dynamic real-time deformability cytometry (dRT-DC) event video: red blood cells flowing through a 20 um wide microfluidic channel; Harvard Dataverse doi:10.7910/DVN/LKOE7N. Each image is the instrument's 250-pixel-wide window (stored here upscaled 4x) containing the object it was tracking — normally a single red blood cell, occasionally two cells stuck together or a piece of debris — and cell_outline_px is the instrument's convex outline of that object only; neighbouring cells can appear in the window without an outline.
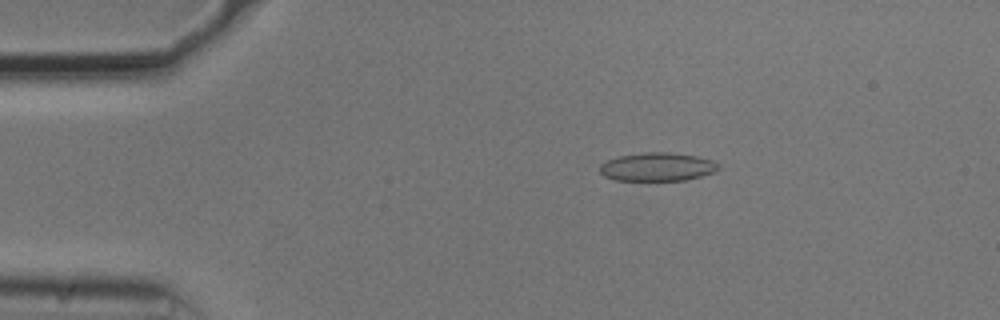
{"species": "common noctule bat (a hibernating species)", "species_latin": "Nyctalus noctula", "temperature_condition": "cold", "stored_images_in_passage": 54, "camera_frame_rate_fps": 3000, "um_per_image_px": 0.085, "animal": {"sex": "male", "body_mass_g": 20.5, "forearm_length_mm": 52.5}, "frame": {"image": 1, "passage_image": 10, "time_ms": 3.0, "image_size_px": [1000, 320], "cell_outline_px": [[720, 168], [716, 172], [684, 180], [616, 180], [604, 176], [600, 172], [600, 164], [608, 160], [620, 156], [644, 152], [668, 152], [696, 156], [712, 160], [720, 164]], "centroid_in_image_um": [55.9, 14.18], "position_along_channel_um": 29.1, "area_um2": 19.59}}
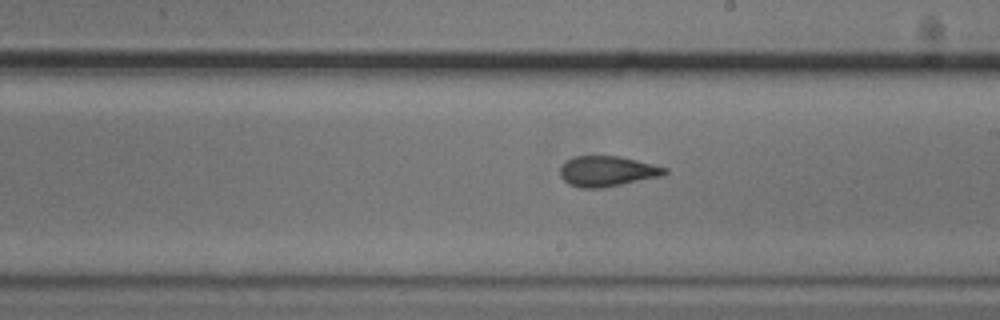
{"frame": {"image": 2, "passage_image": 31, "time_ms": 10.0, "image_size_px": [1000, 320], "cell_outline_px": [[668, 172], [660, 176], [604, 188], [580, 188], [568, 184], [560, 176], [560, 168], [572, 156], [620, 156], [668, 168]], "centroid_in_image_um": [51.6, 14.56], "position_along_channel_um": 237.4, "area_um2": 18.5}}
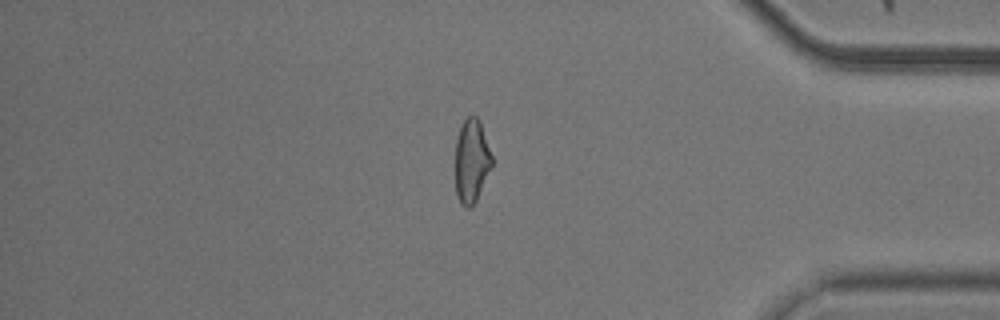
{"frame": {"image": 3, "passage_image": 46, "time_ms": 15.0, "image_size_px": [1000, 320], "cell_outline_px": [[492, 168], [472, 208], [468, 208], [460, 204], [456, 192], [456, 140], [460, 128], [464, 120], [468, 116], [476, 116], [480, 120], [492, 156]], "centroid_in_image_um": [40.09, 13.7], "position_along_channel_um": 395.1, "area_um2": 17.86}, "authors_computed_cell_mechanics": {"area_um2": 19.2185, "velocity_mm_per_s": 3.7143, "shape_relaxation_time_tau1_ms": 5.9853, "shape_relaxation_time_tau2_ms": 2.0238, "deformation_change_tau1": 0.1244, "deformation_change_tau2": 0.0854}}